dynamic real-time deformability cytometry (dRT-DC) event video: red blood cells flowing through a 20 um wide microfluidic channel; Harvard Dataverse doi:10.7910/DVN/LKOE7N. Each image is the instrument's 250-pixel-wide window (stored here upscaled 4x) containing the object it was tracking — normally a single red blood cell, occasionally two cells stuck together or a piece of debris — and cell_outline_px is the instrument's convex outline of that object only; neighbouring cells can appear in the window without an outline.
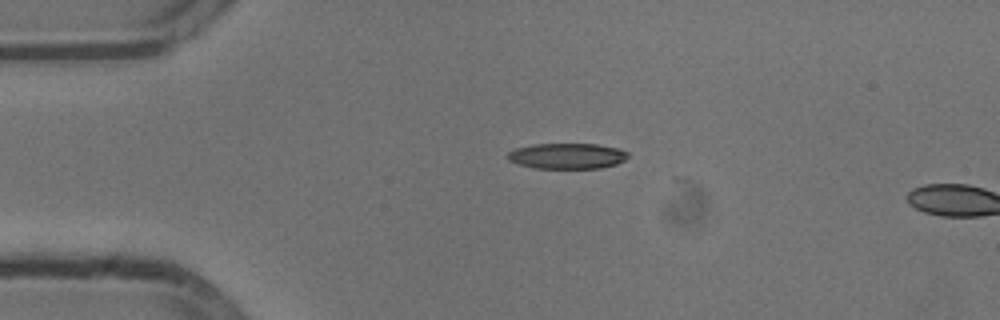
{"species": "common noctule bat (a hibernating species)", "species_latin": "Nyctalus noctula", "temperature_condition": "cold", "stored_images_in_passage": 2, "camera_frame_rate_fps": 3000, "um_per_image_px": 0.085, "animal": {"sex": "male", "body_mass_g": 13.3}, "frame": {"image": 1, "passage_image": 1, "time_ms": 0.0, "image_size_px": [1000, 320], "cell_outline_px": [[628, 156], [624, 160], [616, 164], [600, 168], [532, 168], [508, 160], [508, 152], [516, 148], [532, 144], [596, 144], [616, 148], [628, 152]], "centroid_in_image_um": [48.19, 13.26], "position_along_channel_um": 36.8, "area_um2": 17.86}}